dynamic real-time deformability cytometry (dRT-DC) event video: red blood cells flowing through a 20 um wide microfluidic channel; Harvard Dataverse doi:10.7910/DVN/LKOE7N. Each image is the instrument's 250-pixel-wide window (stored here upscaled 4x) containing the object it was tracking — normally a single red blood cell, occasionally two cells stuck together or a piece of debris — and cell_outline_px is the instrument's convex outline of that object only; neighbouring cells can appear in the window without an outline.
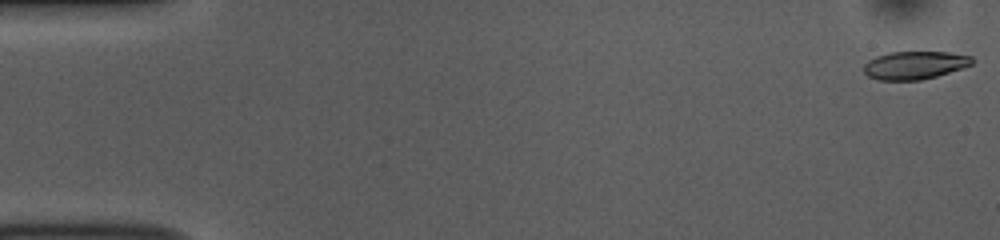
{"species": "common noctule bat (a hibernating species)", "species_latin": "Nyctalus noctula", "temperature_condition": "room temperature", "stored_images_in_passage": 52, "camera_frame_rate_fps": 3000, "um_per_image_px": 0.085, "animal": {"sex": "female", "body_mass_g": 10.0, "forearm_length_mm": 53.1}, "frame": {"image": 1, "passage_image": 1, "time_ms": 0.0, "image_size_px": [1000, 240], "cell_outline_px": [[976, 60], [972, 64], [936, 76], [920, 80], [880, 80], [868, 76], [864, 72], [864, 64], [868, 60], [876, 56], [888, 52], [948, 52], [972, 56]], "centroid_in_image_um": [77.74, 5.53], "position_along_channel_um": 7.3, "area_um2": 17.63}}
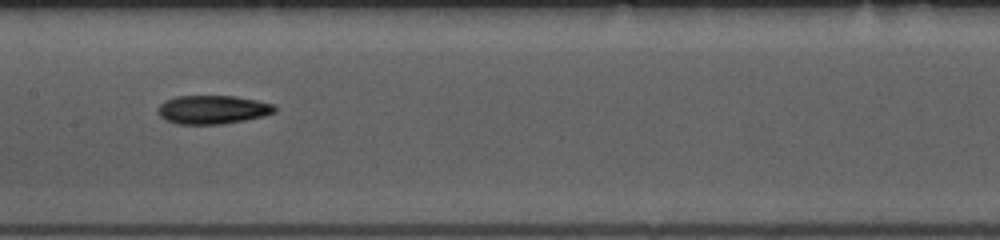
{"frame": {"image": 2, "passage_image": 26, "time_ms": 8.333, "image_size_px": [1000, 240], "cell_outline_px": [[276, 112], [264, 116], [244, 120], [220, 124], [176, 124], [164, 120], [156, 112], [156, 108], [164, 100], [176, 96], [236, 96], [256, 100], [272, 104], [276, 108]], "centroid_in_image_um": [18.02, 9.32], "position_along_channel_um": 189.4, "area_um2": 19.65}}
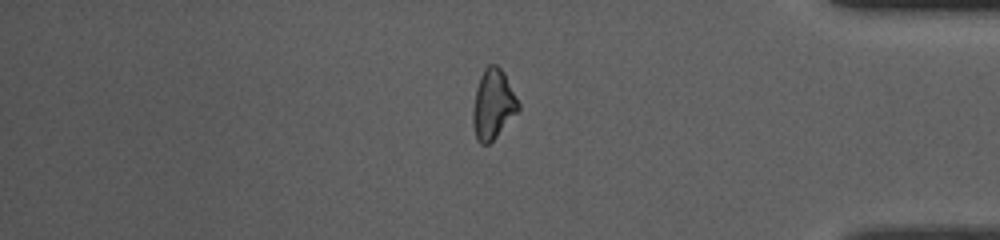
{"frame": {"image": 3, "passage_image": 44, "time_ms": 14.333, "image_size_px": [1000, 240], "cell_outline_px": [[520, 108], [496, 136], [488, 144], [480, 144], [476, 140], [472, 124], [472, 108], [476, 88], [480, 76], [484, 68], [488, 64], [496, 64], [504, 72], [520, 104]], "centroid_in_image_um": [41.88, 8.85], "position_along_channel_um": 393.3, "area_um2": 18.5}, "authors_computed_cell_mechanics": {"area_um2": 18.6694, "velocity_mm_per_s": 3.8437, "shape_relaxation_time_tau1_ms": 7.7757, "shape_relaxation_time_tau2_ms": 6.585, "deformation_change_tau1": 0.1931, "deformation_change_tau2": 0.1529}}